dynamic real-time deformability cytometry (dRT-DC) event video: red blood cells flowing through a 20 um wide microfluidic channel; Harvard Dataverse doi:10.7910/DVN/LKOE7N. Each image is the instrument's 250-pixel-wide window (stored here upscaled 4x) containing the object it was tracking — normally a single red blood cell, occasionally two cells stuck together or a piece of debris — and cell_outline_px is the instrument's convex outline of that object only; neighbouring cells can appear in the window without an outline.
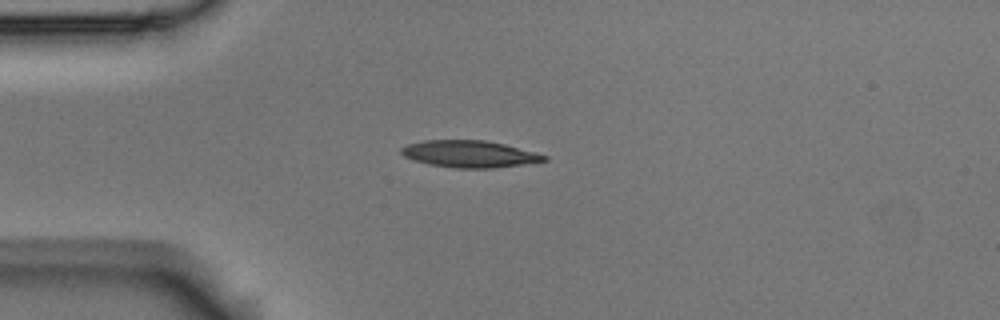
{"species": "Egyptian fruit bat (a non-hibernating species)", "species_latin": "Rousettus aegyptiacus", "temperature_condition": "room temperature", "stored_images_in_passage": 4, "camera_frame_rate_fps": 3000, "um_per_image_px": 0.085, "animal": {"sex": "male"}, "frame": {"image": 1, "passage_image": 2, "time_ms": 0.333, "image_size_px": [1000, 320], "cell_outline_px": [[548, 160], [536, 164], [492, 168], [456, 168], [428, 164], [412, 160], [404, 156], [400, 152], [400, 148], [408, 144], [424, 140], [484, 140], [504, 144], [536, 152], [548, 156]], "centroid_in_image_um": [39.97, 13.1], "position_along_channel_um": 45.0, "area_um2": 22.77}}
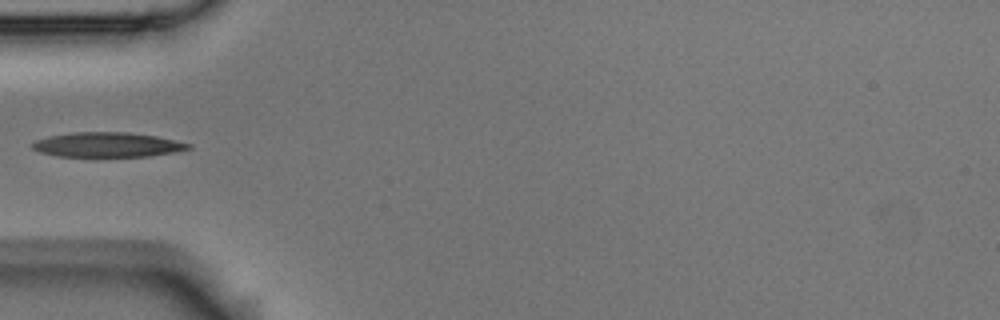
{"frame": {"image": 2, "passage_image": 3, "time_ms": 0.667, "image_size_px": [1000, 320], "cell_outline_px": [[192, 148], [176, 152], [148, 156], [56, 156], [40, 152], [32, 148], [32, 144], [36, 140], [48, 136], [72, 132], [128, 132], [156, 136], [192, 144]], "centroid_in_image_um": [9.14, 12.3], "position_along_channel_um": 75.9, "area_um2": 22.43}}
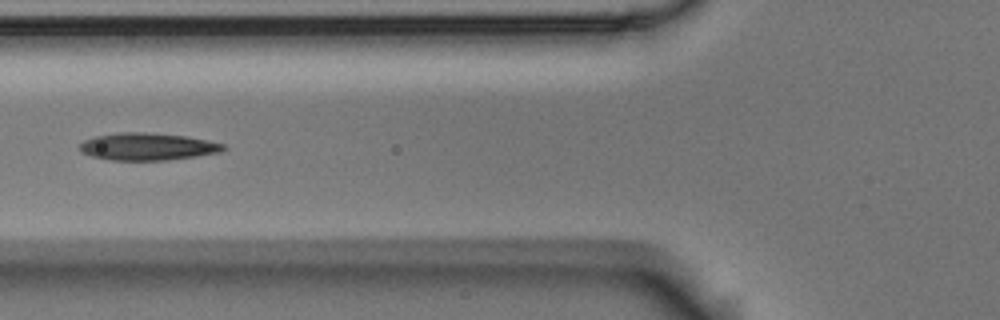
{"frame": {"image": 3, "passage_image": 4, "time_ms": 1.0, "image_size_px": [1000, 320], "cell_outline_px": [[224, 148], [220, 152], [196, 156], [164, 160], [112, 160], [92, 156], [80, 152], [80, 144], [84, 140], [96, 136], [120, 132], [144, 132], [188, 136], [208, 140], [224, 144]], "centroid_in_image_um": [12.53, 12.45], "position_along_channel_um": 113.3, "area_um2": 22.72}}